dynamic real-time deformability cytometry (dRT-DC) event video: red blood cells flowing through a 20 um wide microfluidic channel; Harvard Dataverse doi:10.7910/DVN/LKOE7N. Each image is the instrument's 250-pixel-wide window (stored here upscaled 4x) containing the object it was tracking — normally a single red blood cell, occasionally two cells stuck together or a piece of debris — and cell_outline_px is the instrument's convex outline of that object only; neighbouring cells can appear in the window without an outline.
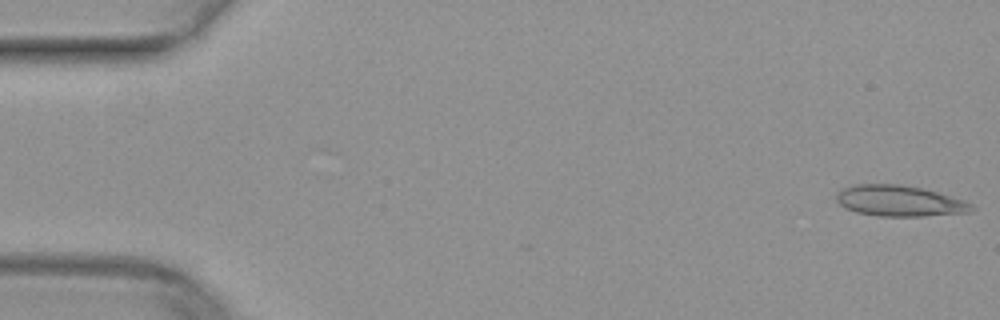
{"species": "common noctule bat (a hibernating species)", "species_latin": "Nyctalus noctula", "temperature_condition": "warm", "stored_images_in_passage": 50, "camera_frame_rate_fps": 3000, "um_per_image_px": 0.085, "animal": {"sex": "female", "body_mass_g": 29.2, "forearm_length_mm": 56.3}, "frame": {"image": 1, "passage_image": 1, "time_ms": 0.0, "image_size_px": [1000, 320], "cell_outline_px": [[976, 208], [972, 212], [924, 216], [876, 216], [856, 212], [844, 208], [836, 200], [836, 192], [852, 184], [900, 184], [920, 188], [936, 192], [964, 200], [972, 204]], "centroid_in_image_um": [76.44, 17.08], "position_along_channel_um": 8.6, "area_um2": 24.45}}
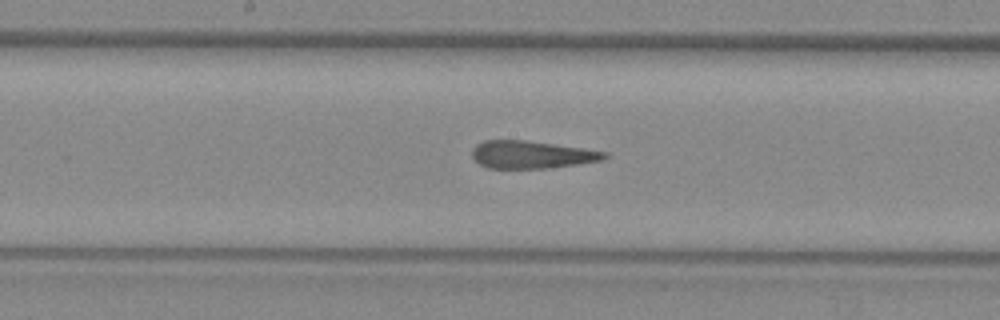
{"frame": {"image": 2, "passage_image": 26, "time_ms": 8.333, "image_size_px": [1000, 320], "cell_outline_px": [[608, 156], [604, 160], [548, 168], [488, 168], [480, 164], [472, 156], [472, 148], [476, 144], [484, 140], [524, 140], [608, 152]], "centroid_in_image_um": [45.16, 13.14], "position_along_channel_um": 203.0, "area_um2": 21.1}}
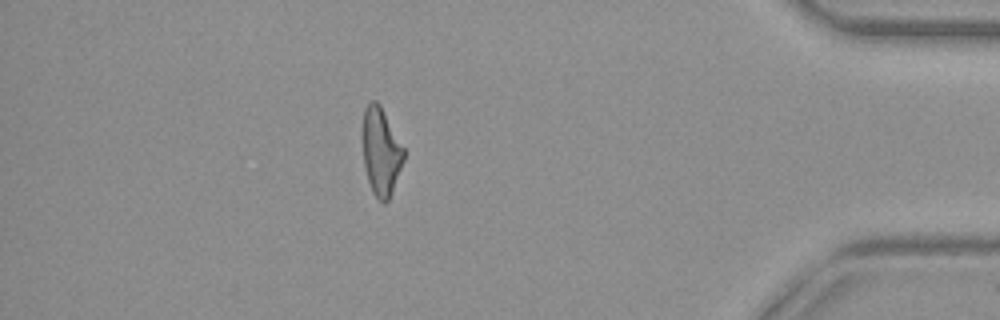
{"frame": {"image": 3, "passage_image": 44, "time_ms": 14.333, "image_size_px": [1000, 320], "cell_outline_px": [[404, 160], [392, 192], [388, 200], [384, 204], [372, 192], [364, 168], [360, 136], [360, 128], [364, 108], [372, 100], [376, 100], [380, 104], [404, 148]], "centroid_in_image_um": [32.33, 12.84], "position_along_channel_um": 402.9, "area_um2": 21.62}}